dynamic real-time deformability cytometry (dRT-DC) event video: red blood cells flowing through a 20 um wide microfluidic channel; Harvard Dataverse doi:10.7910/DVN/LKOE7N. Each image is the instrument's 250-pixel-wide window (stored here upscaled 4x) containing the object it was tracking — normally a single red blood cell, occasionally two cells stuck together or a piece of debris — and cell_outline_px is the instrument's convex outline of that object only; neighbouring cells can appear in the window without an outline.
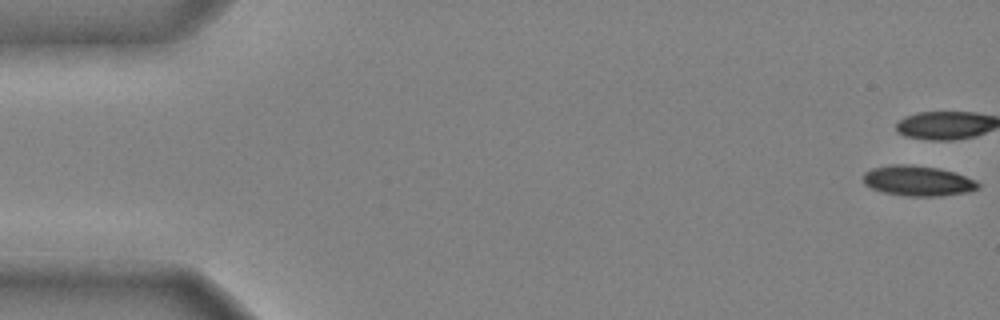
{"species": "common noctule bat (a hibernating species)", "species_latin": "Nyctalus noctula", "temperature_condition": "cold", "stored_images_in_passage": 11, "camera_frame_rate_fps": 3000, "um_per_image_px": 0.085, "animal": {"sex": "male", "body_mass_g": 20.4}, "frame": {"image": 1, "passage_image": 1, "time_ms": 0.0, "image_size_px": [1000, 320], "cell_outline_px": [[980, 188], [968, 192], [940, 196], [908, 196], [884, 192], [872, 188], [864, 184], [864, 172], [872, 168], [888, 164], [912, 164], [936, 168], [952, 172], [976, 180], [980, 184]], "centroid_in_image_um": [78.01, 15.36], "position_along_channel_um": 7.0, "area_um2": 20.23}}